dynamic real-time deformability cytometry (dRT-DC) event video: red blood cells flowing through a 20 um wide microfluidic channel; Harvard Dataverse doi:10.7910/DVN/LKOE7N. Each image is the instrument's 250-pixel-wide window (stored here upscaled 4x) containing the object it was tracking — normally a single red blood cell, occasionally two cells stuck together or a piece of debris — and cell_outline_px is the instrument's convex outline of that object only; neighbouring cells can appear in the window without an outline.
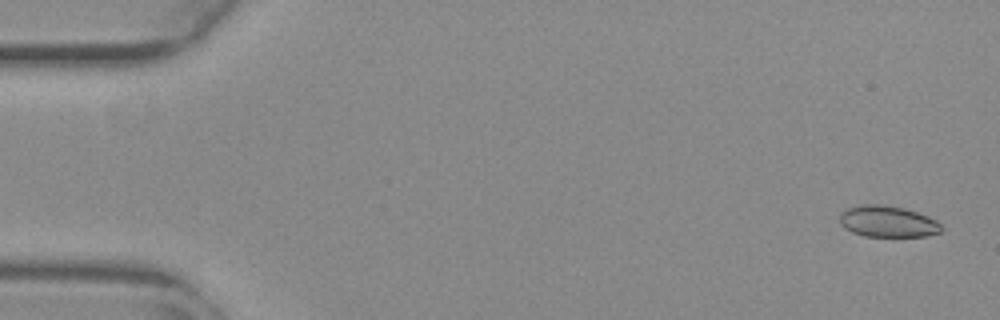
{"species": "common noctule bat (a hibernating species)", "species_latin": "Nyctalus noctula", "temperature_condition": "warm", "stored_images_in_passage": 17, "camera_frame_rate_fps": 3000, "um_per_image_px": 0.085, "animal": {"sex": "female", "body_mass_g": 29.2, "forearm_length_mm": 56.3}, "frame": {"image": 1, "passage_image": 2, "time_ms": 0.333, "image_size_px": [1000, 320], "cell_outline_px": [[944, 228], [940, 232], [928, 236], [864, 236], [852, 232], [844, 228], [840, 224], [840, 212], [848, 208], [860, 204], [884, 204], [904, 208], [928, 216], [936, 220]], "centroid_in_image_um": [75.45, 18.82], "position_along_channel_um": 9.6, "area_um2": 18.73}}
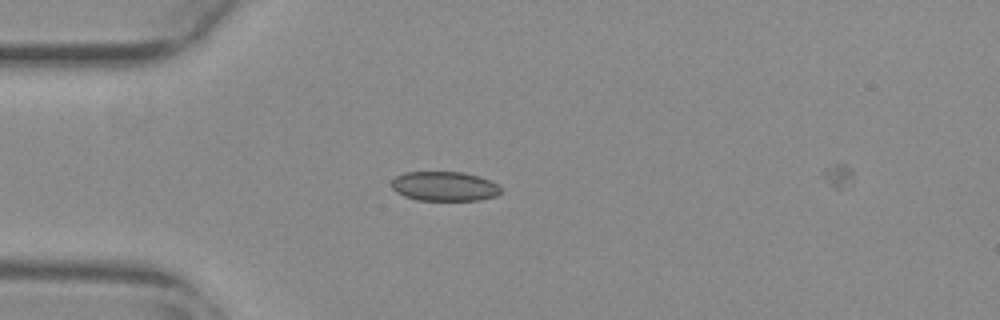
{"frame": {"image": 2, "passage_image": 15, "time_ms": 4.667, "image_size_px": [1000, 320], "cell_outline_px": [[500, 192], [496, 196], [480, 200], [416, 200], [404, 196], [396, 192], [392, 188], [392, 180], [396, 176], [404, 172], [464, 172], [480, 176], [496, 184], [500, 188]], "centroid_in_image_um": [37.75, 15.83], "position_along_channel_um": 47.2, "area_um2": 18.79}}